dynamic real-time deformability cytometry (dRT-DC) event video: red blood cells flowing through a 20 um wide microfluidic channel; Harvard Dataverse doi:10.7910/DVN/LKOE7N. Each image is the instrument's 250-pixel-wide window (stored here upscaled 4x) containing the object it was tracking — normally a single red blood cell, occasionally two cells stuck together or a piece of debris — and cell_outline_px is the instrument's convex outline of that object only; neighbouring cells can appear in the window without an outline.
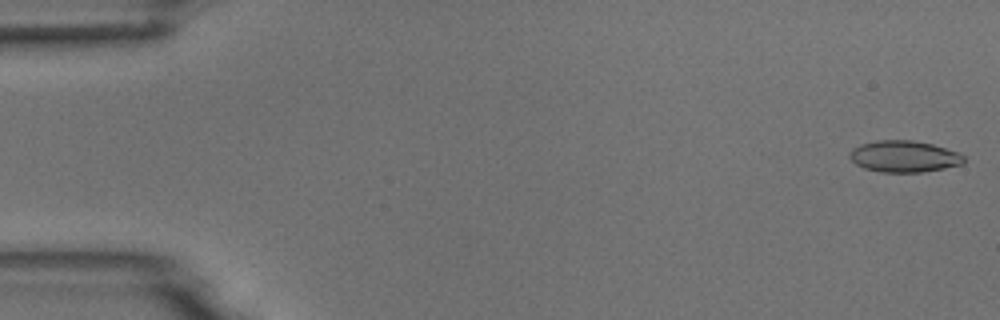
{"species": "common noctule bat (a hibernating species)", "species_latin": "Nyctalus noctula", "temperature_condition": "room temperature", "stored_images_in_passage": 6, "camera_frame_rate_fps": 3000, "um_per_image_px": 0.085, "animal": {"sex": "male", "body_mass_g": 18.8}, "frame": {"image": 1, "passage_image": 1, "time_ms": 0.0, "image_size_px": [1000, 320], "cell_outline_px": [[964, 164], [924, 172], [880, 172], [864, 168], [856, 164], [848, 156], [848, 152], [852, 148], [860, 144], [876, 140], [912, 140], [932, 144], [960, 152], [964, 156]], "centroid_in_image_um": [76.84, 13.29], "position_along_channel_um": 8.2, "area_um2": 21.21}}
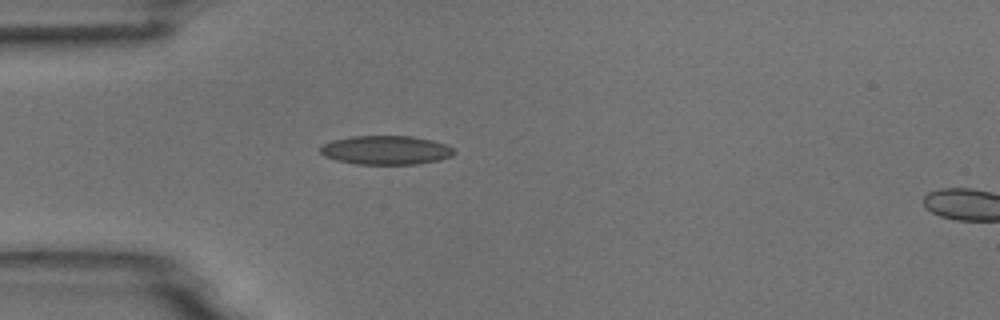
{"frame": {"image": 2, "passage_image": 5, "time_ms": 1.333, "image_size_px": [1000, 320], "cell_outline_px": [[456, 152], [452, 156], [440, 160], [416, 164], [356, 164], [336, 160], [324, 156], [320, 152], [320, 148], [324, 144], [332, 140], [352, 136], [412, 136], [432, 140], [444, 144], [452, 148]], "centroid_in_image_um": [32.8, 12.76], "position_along_channel_um": 52.2, "area_um2": 22.54}}